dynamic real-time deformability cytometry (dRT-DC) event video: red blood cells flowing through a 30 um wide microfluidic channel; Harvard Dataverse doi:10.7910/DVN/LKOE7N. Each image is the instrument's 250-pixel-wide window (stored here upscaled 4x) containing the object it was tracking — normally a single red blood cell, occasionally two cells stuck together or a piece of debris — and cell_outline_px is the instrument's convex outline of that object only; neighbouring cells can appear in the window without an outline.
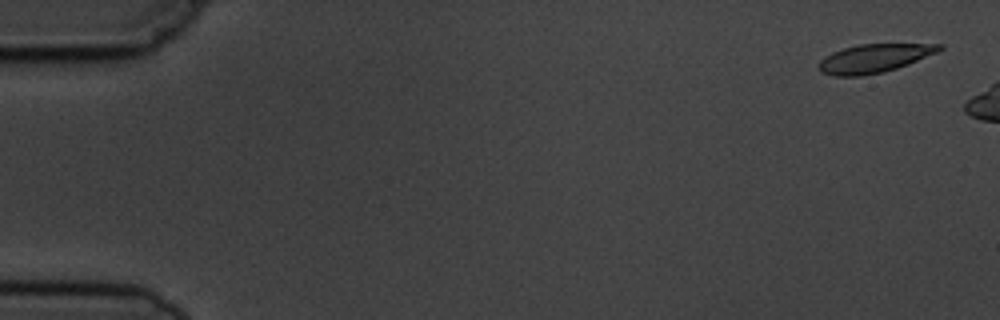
{"species": "common noctule bat (a hibernating species)", "species_latin": "Nyctalus noctula", "temperature_condition": "cold", "stored_images_in_passage": 3, "camera_frame_rate_fps": 3000, "um_per_image_px": 0.085, "animal": {"sex": "male", "body_mass_g": 19.5, "forearm_length_mm": 54.6}, "frame": {"image": 1, "passage_image": 1, "time_ms": 0.0, "image_size_px": [1000, 320], "cell_outline_px": [[944, 48], [936, 52], [908, 64], [884, 72], [860, 76], [836, 76], [820, 72], [816, 64], [824, 56], [832, 52], [844, 48], [860, 44], [944, 44]], "centroid_in_image_um": [74.25, 4.96], "position_along_channel_um": 10.8, "area_um2": 20.0}}